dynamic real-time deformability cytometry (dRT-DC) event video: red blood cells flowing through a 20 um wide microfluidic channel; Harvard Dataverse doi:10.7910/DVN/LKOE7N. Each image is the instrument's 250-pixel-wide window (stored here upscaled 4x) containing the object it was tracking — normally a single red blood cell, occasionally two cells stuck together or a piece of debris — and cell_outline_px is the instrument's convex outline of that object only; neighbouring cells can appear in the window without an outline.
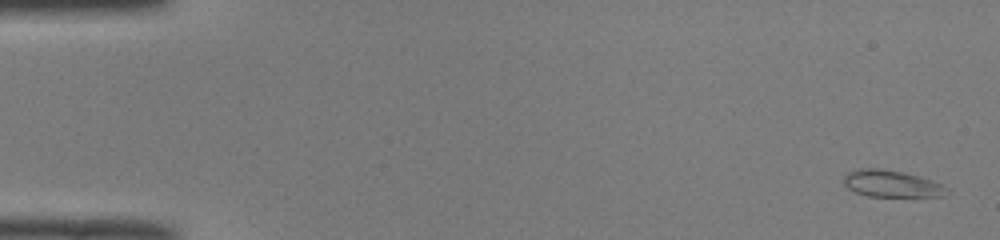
{"species": "common noctule bat (a hibernating species)", "species_latin": "Nyctalus noctula", "temperature_condition": "room temperature", "stored_images_in_passage": 49, "camera_frame_rate_fps": 3000, "um_per_image_px": 0.085, "animal": {"sex": "male", "body_mass_g": 19.0, "forearm_length_mm": 50.8}, "frame": {"image": 1, "passage_image": 1, "time_ms": 0.0, "image_size_px": [1000, 240], "cell_outline_px": [[948, 188], [944, 196], [868, 196], [856, 192], [848, 188], [844, 184], [844, 176], [848, 172], [860, 168], [876, 168], [904, 172], [920, 176], [932, 180]], "centroid_in_image_um": [75.77, 15.61], "position_along_channel_um": 9.2, "area_um2": 15.95}}
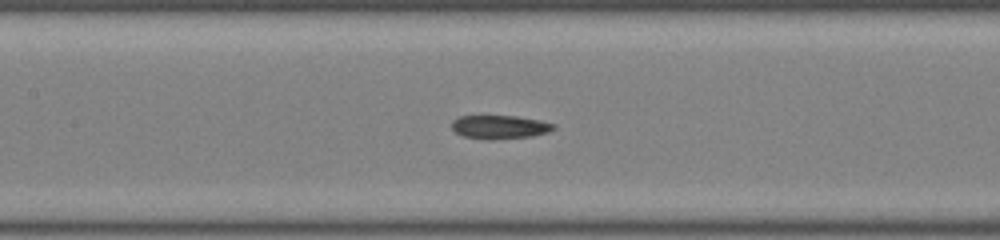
{"frame": {"image": 2, "passage_image": 23, "time_ms": 7.333, "image_size_px": [1000, 240], "cell_outline_px": [[556, 128], [548, 132], [532, 136], [492, 140], [484, 140], [464, 136], [456, 132], [452, 128], [452, 120], [460, 116], [516, 116], [540, 120], [556, 124]], "centroid_in_image_um": [42.49, 10.8], "position_along_channel_um": 164.9, "area_um2": 14.1}}
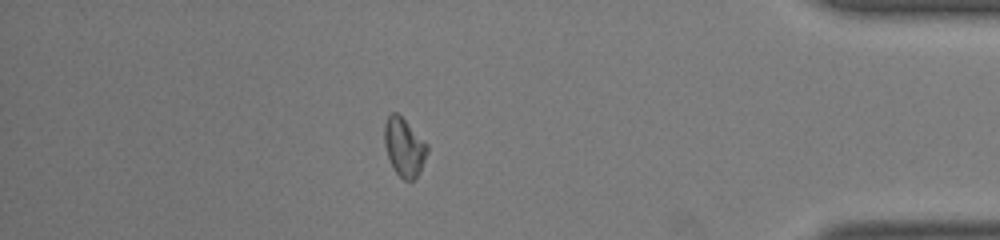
{"frame": {"image": 3, "passage_image": 43, "time_ms": 14.0, "image_size_px": [1000, 240], "cell_outline_px": [[428, 152], [420, 172], [412, 180], [404, 180], [392, 168], [384, 144], [384, 124], [388, 116], [392, 112], [396, 112], [428, 144]], "centroid_in_image_um": [34.35, 12.52], "position_along_channel_um": 400.9, "area_um2": 14.45}, "authors_computed_cell_mechanics": {"area_um2": 14.6234, "velocity_mm_per_s": 4.0877, "shape_relaxation_time_tau1_ms": 4.0023, "shape_relaxation_time_tau2_ms": 2.5763, "deformation_change_tau1": 0.1272, "deformation_change_tau2": 0.0971}}